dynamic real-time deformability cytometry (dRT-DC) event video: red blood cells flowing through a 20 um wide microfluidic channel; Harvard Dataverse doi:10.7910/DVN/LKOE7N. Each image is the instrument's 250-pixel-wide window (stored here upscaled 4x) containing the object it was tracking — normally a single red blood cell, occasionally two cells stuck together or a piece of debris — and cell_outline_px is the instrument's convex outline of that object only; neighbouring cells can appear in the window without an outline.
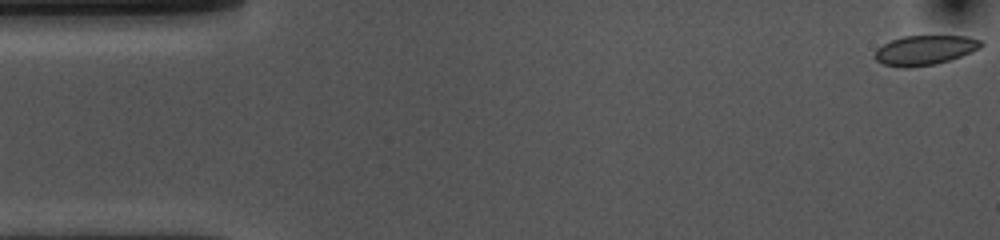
{"species": "common noctule bat (a hibernating species)", "species_latin": "Nyctalus noctula", "temperature_condition": "cold", "stored_images_in_passage": 54, "camera_frame_rate_fps": 3000, "um_per_image_px": 0.085, "animal": {"sex": "female", "body_mass_g": 10.0, "forearm_length_mm": 53.1}, "frame": {"image": 1, "passage_image": 1, "time_ms": 0.0, "image_size_px": [1000, 240], "cell_outline_px": [[984, 44], [980, 48], [972, 52], [952, 60], [936, 64], [904, 68], [884, 64], [876, 60], [872, 56], [876, 48], [892, 40], [904, 36], [968, 36], [984, 40]], "centroid_in_image_um": [78.64, 4.26], "position_along_channel_um": 6.4, "area_um2": 18.61}}
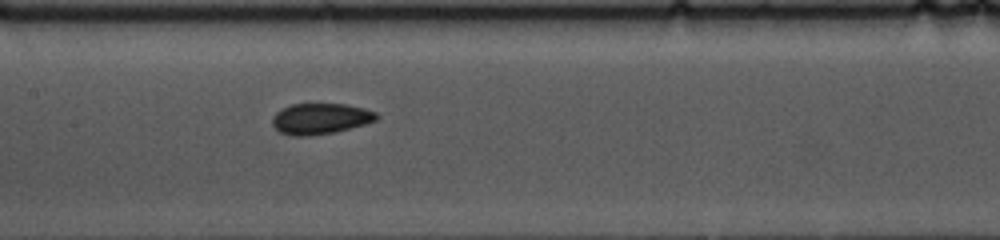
{"frame": {"image": 2, "passage_image": 25, "time_ms": 8.0, "image_size_px": [1000, 240], "cell_outline_px": [[380, 116], [376, 120], [364, 124], [332, 132], [308, 136], [292, 136], [280, 132], [272, 124], [272, 116], [280, 108], [292, 104], [344, 104], [364, 108], [376, 112]], "centroid_in_image_um": [27.2, 10.08], "position_along_channel_um": 180.2, "area_um2": 18.67}}
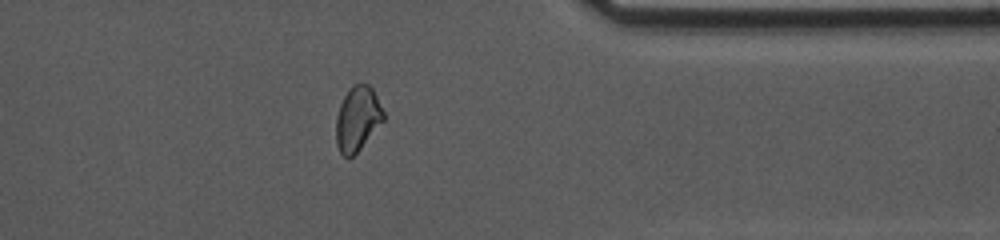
{"frame": {"image": 3, "passage_image": 43, "time_ms": 14.0, "image_size_px": [1000, 240], "cell_outline_px": [[384, 120], [360, 148], [352, 156], [344, 156], [340, 152], [336, 144], [336, 116], [340, 104], [348, 88], [356, 84], [368, 84], [372, 88], [384, 112]], "centroid_in_image_um": [30.37, 10.07], "position_along_channel_um": 381.0, "area_um2": 17.63}, "authors_computed_cell_mechanics": {"area_um2": 18.6405, "velocity_mm_per_s": 3.615, "shape_relaxation_time_tau1_ms": 5.998, "shape_relaxation_time_tau2_ms": 3.2101, "deformation_change_tau1": 0.0917, "deformation_change_tau2": 0.052}}